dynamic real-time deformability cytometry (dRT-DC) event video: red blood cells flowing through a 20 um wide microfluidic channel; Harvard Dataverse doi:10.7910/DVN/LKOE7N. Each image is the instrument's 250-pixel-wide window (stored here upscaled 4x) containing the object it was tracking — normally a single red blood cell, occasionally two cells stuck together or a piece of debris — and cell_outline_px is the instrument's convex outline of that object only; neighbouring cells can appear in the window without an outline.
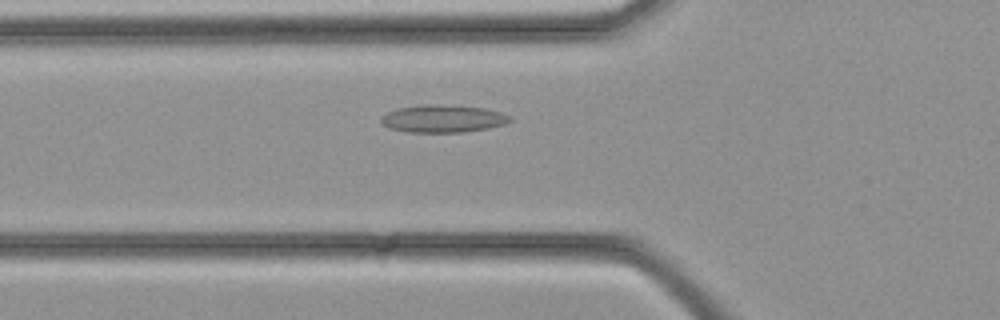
{"species": "common noctule bat (a hibernating species)", "species_latin": "Nyctalus noctula", "temperature_condition": "cold", "stored_images_in_passage": 33, "camera_frame_rate_fps": 3000, "um_per_image_px": 0.085, "animal": {"sex": "female", "body_mass_g": 21.9}, "frame": {"image": 1, "passage_image": 10, "time_ms": 3.0, "image_size_px": [1000, 320], "cell_outline_px": [[512, 120], [504, 124], [488, 128], [464, 132], [408, 132], [388, 128], [380, 120], [380, 116], [388, 112], [400, 108], [424, 104], [440, 104], [484, 108], [500, 112], [512, 116]], "centroid_in_image_um": [37.65, 10.08], "position_along_channel_um": 88.1, "area_um2": 20.69}}
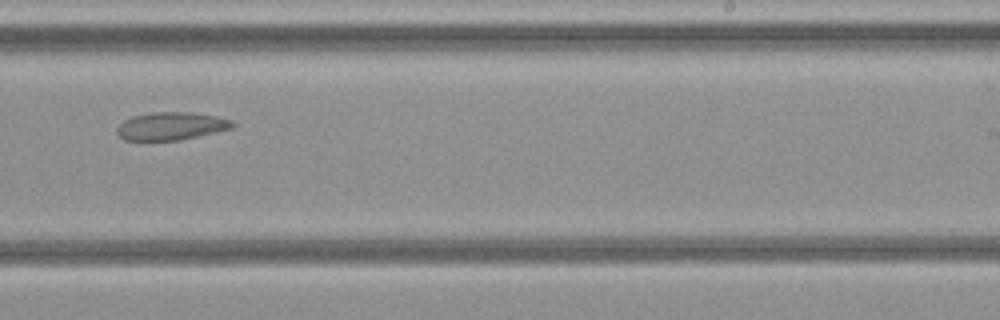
{"frame": {"image": 2, "passage_image": 20, "time_ms": 6.333, "image_size_px": [1000, 320], "cell_outline_px": [[236, 128], [180, 140], [124, 140], [116, 132], [116, 128], [124, 120], [132, 116], [152, 112], [192, 112], [216, 116], [232, 120], [236, 124]], "centroid_in_image_um": [14.59, 10.71], "position_along_channel_um": 274.4, "area_um2": 18.96}}
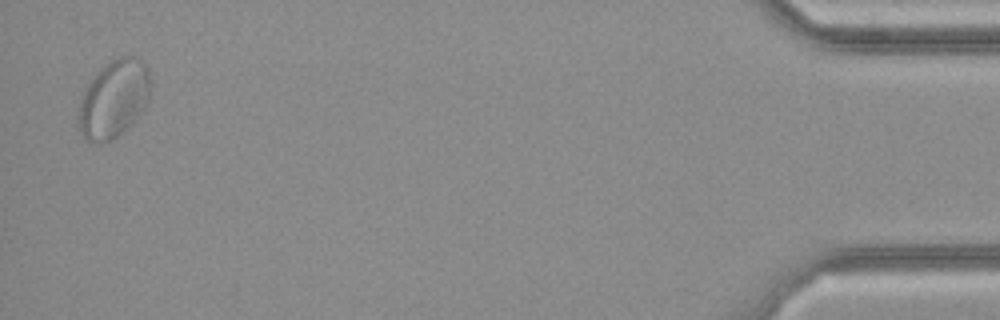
{"frame": {"image": 3, "passage_image": 33, "time_ms": 10.667, "image_size_px": [1000, 320], "cell_outline_px": [[152, 92], [148, 104], [136, 120], [132, 124], [116, 136], [108, 140], [92, 144], [80, 132], [76, 124], [80, 100], [88, 84], [96, 72], [104, 64], [116, 56], [136, 56], [148, 68]], "centroid_in_image_um": [9.69, 8.39], "position_along_channel_um": 425.5, "area_um2": 33.18}}